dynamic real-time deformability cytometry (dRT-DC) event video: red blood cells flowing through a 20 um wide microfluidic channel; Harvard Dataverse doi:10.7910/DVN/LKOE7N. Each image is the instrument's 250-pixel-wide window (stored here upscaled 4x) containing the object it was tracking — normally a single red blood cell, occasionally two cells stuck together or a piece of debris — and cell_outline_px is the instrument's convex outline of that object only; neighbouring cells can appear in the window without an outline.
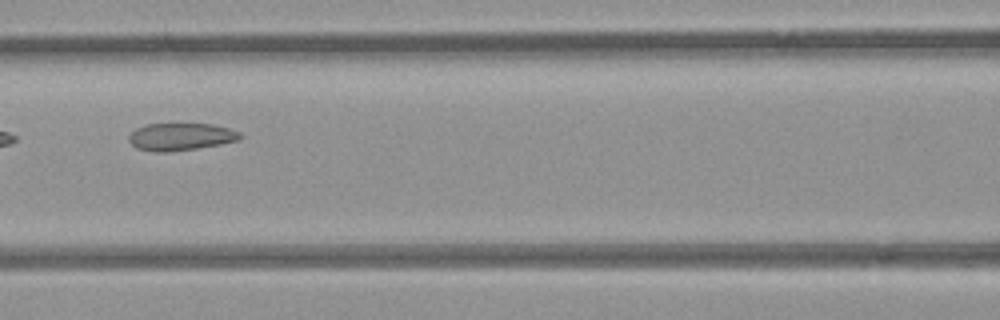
{"species": "common noctule bat (a hibernating species)", "species_latin": "Nyctalus noctula", "temperature_condition": "room temperature", "stored_images_in_passage": 4, "camera_frame_rate_fps": 3000, "um_per_image_px": 0.085, "animal": {"sex": "female", "body_mass_g": 21.9}, "frame": {"image": 1, "passage_image": 4, "time_ms": 1.0, "image_size_px": [1000, 320], "cell_outline_px": [[244, 136], [240, 140], [220, 144], [172, 152], [156, 152], [136, 148], [128, 140], [128, 136], [136, 128], [144, 124], [212, 124], [228, 128], [240, 132]], "centroid_in_image_um": [15.36, 11.62], "position_along_channel_um": 151.2, "area_um2": 17.86}}